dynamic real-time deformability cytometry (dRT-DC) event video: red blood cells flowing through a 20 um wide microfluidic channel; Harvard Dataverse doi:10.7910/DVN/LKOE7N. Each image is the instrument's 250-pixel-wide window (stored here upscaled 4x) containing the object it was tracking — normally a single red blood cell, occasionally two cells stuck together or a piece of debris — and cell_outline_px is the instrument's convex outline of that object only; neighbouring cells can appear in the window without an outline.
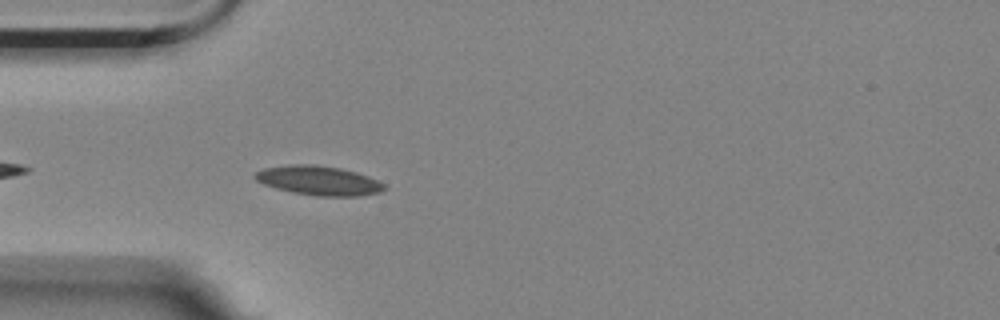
{"species": "Egyptian fruit bat (a non-hibernating species)", "species_latin": "Rousettus aegyptiacus", "temperature_condition": "room temperature", "stored_images_in_passage": 25, "camera_frame_rate_fps": 3000, "um_per_image_px": 0.085, "animal": {"sex": "female"}, "frame": {"image": 1, "passage_image": 2, "time_ms": 0.333, "image_size_px": [1000, 320], "cell_outline_px": [[388, 188], [380, 192], [360, 196], [316, 196], [292, 192], [276, 188], [264, 184], [256, 180], [252, 176], [256, 172], [264, 168], [288, 164], [316, 164], [340, 168], [356, 172], [368, 176], [384, 184]], "centroid_in_image_um": [27.09, 15.34], "position_along_channel_um": 57.9, "area_um2": 22.2}}
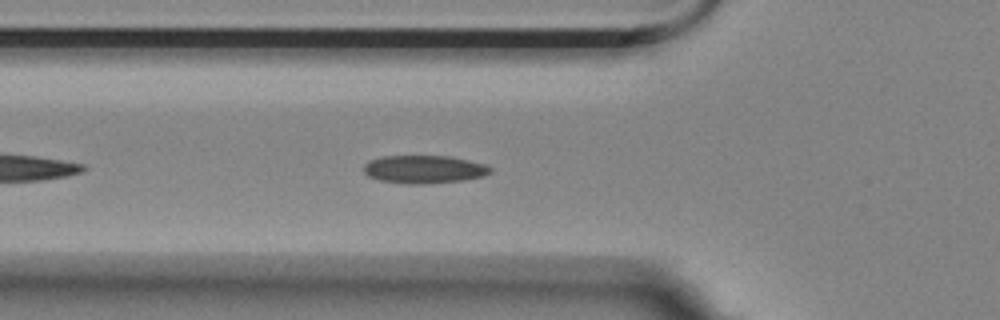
{"frame": {"image": 2, "passage_image": 5, "time_ms": 1.333, "image_size_px": [1000, 320], "cell_outline_px": [[492, 172], [484, 176], [464, 180], [424, 184], [408, 184], [380, 180], [368, 176], [364, 172], [364, 164], [368, 160], [384, 156], [452, 156], [484, 164], [492, 168]], "centroid_in_image_um": [36.05, 14.39], "position_along_channel_um": 89.7, "area_um2": 20.75}}